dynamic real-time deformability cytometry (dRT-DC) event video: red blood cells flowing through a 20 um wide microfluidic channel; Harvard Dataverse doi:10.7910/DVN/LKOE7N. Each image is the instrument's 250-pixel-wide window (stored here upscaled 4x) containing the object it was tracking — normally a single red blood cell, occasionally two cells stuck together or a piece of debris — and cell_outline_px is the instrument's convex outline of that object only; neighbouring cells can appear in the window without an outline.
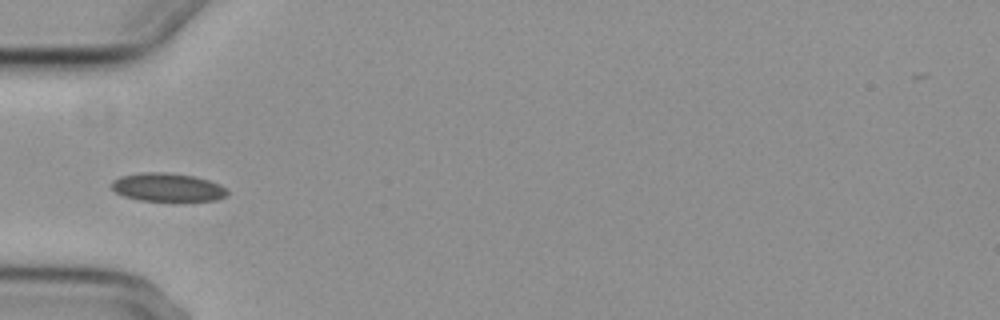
{"species": "common noctule bat (a hibernating species)", "species_latin": "Nyctalus noctula", "temperature_condition": "cold", "stored_images_in_passage": 8, "camera_frame_rate_fps": 3000, "um_per_image_px": 0.085, "animal": {"sex": "female", "body_mass_g": 29.2, "forearm_length_mm": 56.3}, "frame": {"image": 1, "passage_image": 5, "time_ms": 6.333, "image_size_px": [1000, 320], "cell_outline_px": [[228, 196], [216, 200], [140, 200], [124, 196], [116, 192], [112, 188], [112, 180], [120, 176], [140, 172], [168, 172], [196, 176], [220, 184], [228, 188]], "centroid_in_image_um": [14.27, 15.9], "position_along_channel_um": 70.7, "area_um2": 19.19}}
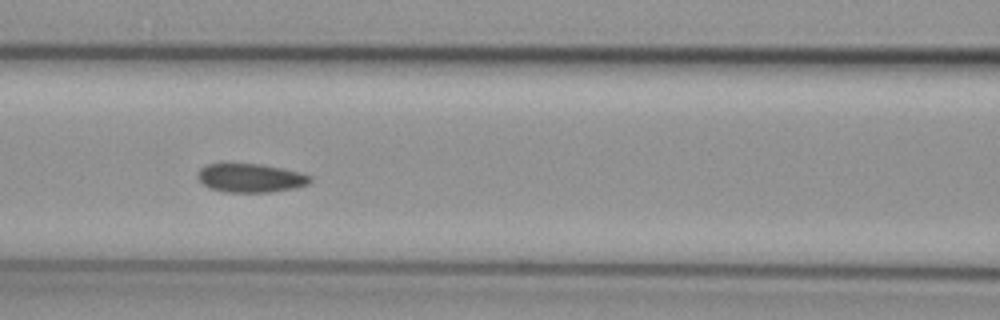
{"frame": {"image": 2, "passage_image": 7, "time_ms": 8.333, "image_size_px": [1000, 320], "cell_outline_px": [[312, 180], [308, 184], [296, 188], [268, 192], [224, 192], [208, 188], [196, 176], [196, 172], [200, 168], [208, 164], [220, 160], [264, 164], [284, 168], [300, 172], [312, 176]], "centroid_in_image_um": [21.24, 15.07], "position_along_channel_um": 145.4, "area_um2": 19.83}}
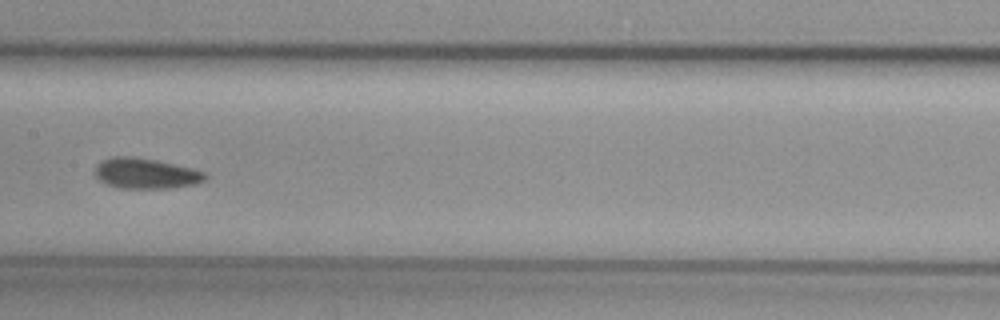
{"frame": {"image": 3, "passage_image": 8, "time_ms": 9.667, "image_size_px": [1000, 320], "cell_outline_px": [[208, 176], [204, 180], [196, 184], [172, 188], [120, 188], [104, 184], [92, 172], [96, 164], [100, 160], [112, 156], [132, 156], [156, 160], [192, 168], [204, 172]], "centroid_in_image_um": [12.33, 14.73], "position_along_channel_um": 195.1, "area_um2": 19.88}}